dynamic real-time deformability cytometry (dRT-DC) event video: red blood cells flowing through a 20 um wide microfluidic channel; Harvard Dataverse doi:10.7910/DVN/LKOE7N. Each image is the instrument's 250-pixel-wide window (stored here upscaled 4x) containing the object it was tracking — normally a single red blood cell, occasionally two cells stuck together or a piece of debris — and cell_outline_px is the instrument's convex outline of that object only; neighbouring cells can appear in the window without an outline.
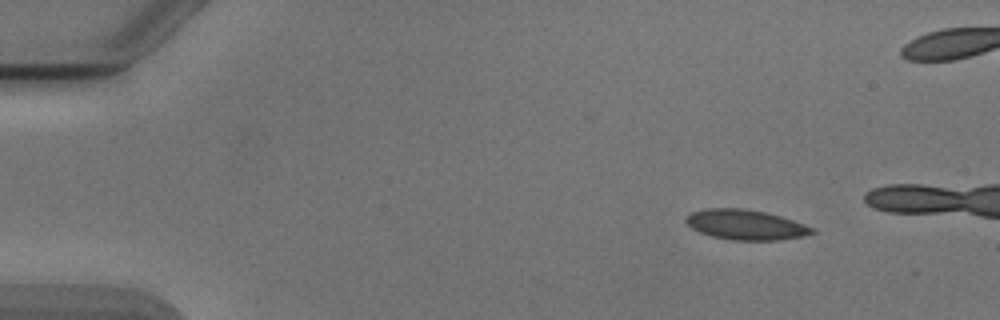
{"species": "Egyptian fruit bat (a non-hibernating species)", "species_latin": "Rousettus aegyptiacus", "temperature_condition": "cold", "stored_images_in_passage": 10, "camera_frame_rate_fps": 3000, "um_per_image_px": 0.085, "animal": {"sex": "male"}, "frame": {"image": 1, "passage_image": 1, "time_ms": 0.0, "image_size_px": [1000, 320], "cell_outline_px": [[816, 232], [800, 236], [776, 240], [732, 240], [712, 236], [700, 232], [692, 228], [684, 220], [692, 212], [708, 208], [744, 208], [764, 212], [780, 216], [804, 224], [812, 228]], "centroid_in_image_um": [63.35, 19.1], "position_along_channel_um": 21.7, "area_um2": 21.73}}